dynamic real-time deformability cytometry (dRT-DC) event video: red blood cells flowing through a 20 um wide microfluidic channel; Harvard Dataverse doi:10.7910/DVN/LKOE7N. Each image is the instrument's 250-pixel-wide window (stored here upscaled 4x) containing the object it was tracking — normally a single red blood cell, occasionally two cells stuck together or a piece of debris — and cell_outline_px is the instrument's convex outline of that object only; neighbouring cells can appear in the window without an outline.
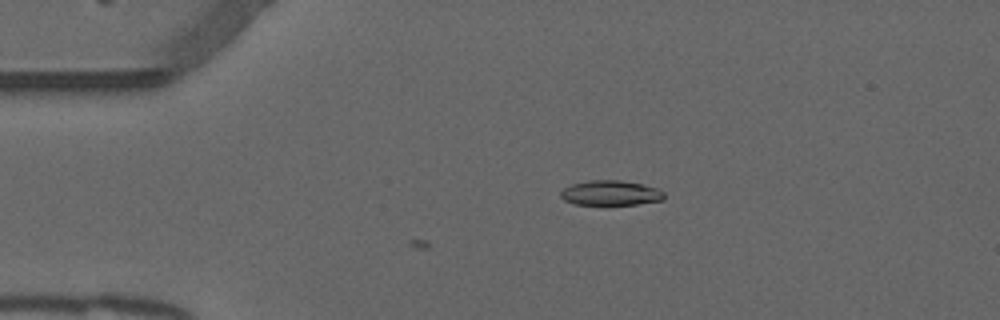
{"species": "common noctule bat (a hibernating species)", "species_latin": "Nyctalus noctula", "temperature_condition": "warm", "stored_images_in_passage": 7, "camera_frame_rate_fps": 3000, "um_per_image_px": 0.085, "animal": {"sex": "male", "forearm_length_mm": 52.5}, "frame": {"image": 1, "passage_image": 7, "time_ms": 2.0, "image_size_px": [1000, 320], "cell_outline_px": [[664, 200], [636, 204], [572, 204], [564, 200], [560, 196], [560, 192], [564, 188], [572, 184], [588, 180], [620, 180], [660, 188], [664, 192]], "centroid_in_image_um": [51.91, 16.39], "position_along_channel_um": 33.1, "area_um2": 15.03}}